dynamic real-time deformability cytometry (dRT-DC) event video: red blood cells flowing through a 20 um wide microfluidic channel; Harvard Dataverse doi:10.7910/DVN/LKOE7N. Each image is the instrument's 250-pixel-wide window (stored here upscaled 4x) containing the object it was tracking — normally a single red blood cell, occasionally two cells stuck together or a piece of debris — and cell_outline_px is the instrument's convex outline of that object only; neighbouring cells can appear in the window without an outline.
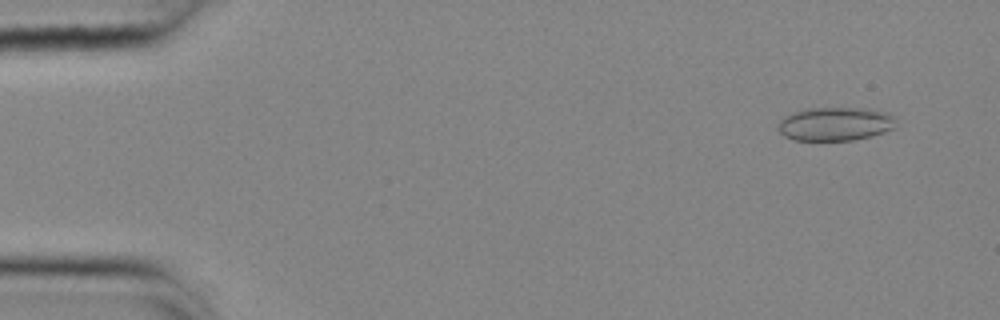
{"species": "common noctule bat (a hibernating species)", "species_latin": "Nyctalus noctula", "temperature_condition": "cold", "stored_images_in_passage": 42, "camera_frame_rate_fps": 3000, "um_per_image_px": 0.085, "animal": {"sex": "female", "body_mass_g": 25.1}, "frame": {"image": 1, "passage_image": 1, "time_ms": 0.0, "image_size_px": [1000, 320], "cell_outline_px": [[892, 128], [884, 132], [872, 136], [852, 140], [792, 140], [784, 136], [776, 128], [780, 120], [784, 116], [792, 112], [804, 108], [868, 108], [884, 112], [892, 116]], "centroid_in_image_um": [70.9, 10.53], "position_along_channel_um": 14.1, "area_um2": 23.0}}
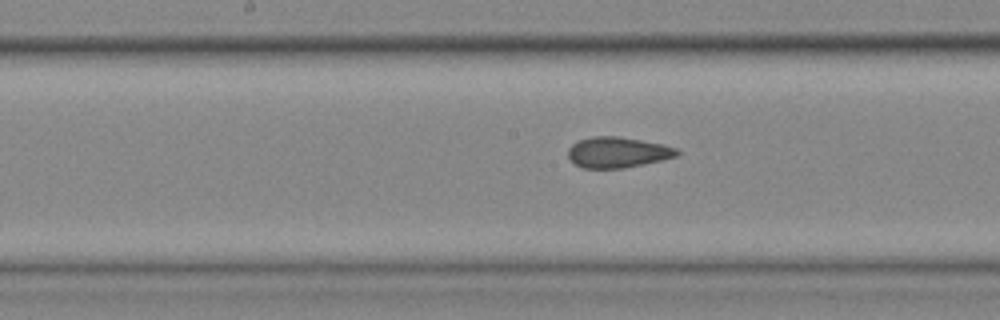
{"frame": {"image": 2, "passage_image": 25, "time_ms": 8.0, "image_size_px": [1000, 320], "cell_outline_px": [[680, 152], [676, 156], [644, 164], [624, 168], [584, 168], [576, 164], [568, 156], [568, 148], [572, 144], [580, 140], [592, 136], [616, 136], [664, 144], [676, 148]], "centroid_in_image_um": [52.5, 12.94], "position_along_channel_um": 195.7, "area_um2": 19.31}}
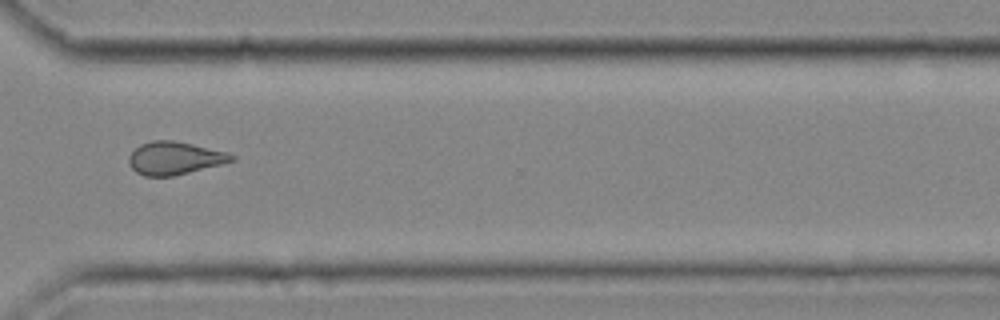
{"frame": {"image": 3, "passage_image": 38, "time_ms": 12.333, "image_size_px": [1000, 320], "cell_outline_px": [[236, 160], [172, 176], [144, 176], [136, 172], [128, 164], [128, 156], [140, 144], [152, 140], [172, 140], [192, 144], [228, 152], [236, 156]], "centroid_in_image_um": [14.82, 13.43], "position_along_channel_um": 355.8, "area_um2": 19.59}}